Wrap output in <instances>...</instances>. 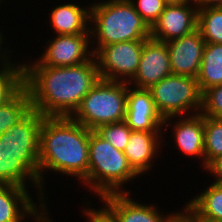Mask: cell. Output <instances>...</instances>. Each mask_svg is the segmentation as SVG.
Segmentation results:
<instances>
[{"label":"cell","mask_w":222,"mask_h":222,"mask_svg":"<svg viewBox=\"0 0 222 222\" xmlns=\"http://www.w3.org/2000/svg\"><path fill=\"white\" fill-rule=\"evenodd\" d=\"M145 41L132 40L101 47L94 54L100 79L129 82L138 70Z\"/></svg>","instance_id":"cell-9"},{"label":"cell","mask_w":222,"mask_h":222,"mask_svg":"<svg viewBox=\"0 0 222 222\" xmlns=\"http://www.w3.org/2000/svg\"><path fill=\"white\" fill-rule=\"evenodd\" d=\"M149 28L158 20L168 4L166 0H130Z\"/></svg>","instance_id":"cell-27"},{"label":"cell","mask_w":222,"mask_h":222,"mask_svg":"<svg viewBox=\"0 0 222 222\" xmlns=\"http://www.w3.org/2000/svg\"><path fill=\"white\" fill-rule=\"evenodd\" d=\"M193 222H222V221H216L212 219H208L206 217H189Z\"/></svg>","instance_id":"cell-33"},{"label":"cell","mask_w":222,"mask_h":222,"mask_svg":"<svg viewBox=\"0 0 222 222\" xmlns=\"http://www.w3.org/2000/svg\"><path fill=\"white\" fill-rule=\"evenodd\" d=\"M90 7L68 2L54 5L49 10V24L54 35H75L90 33ZM51 10V11H50Z\"/></svg>","instance_id":"cell-18"},{"label":"cell","mask_w":222,"mask_h":222,"mask_svg":"<svg viewBox=\"0 0 222 222\" xmlns=\"http://www.w3.org/2000/svg\"><path fill=\"white\" fill-rule=\"evenodd\" d=\"M204 169L222 156V119L204 116Z\"/></svg>","instance_id":"cell-23"},{"label":"cell","mask_w":222,"mask_h":222,"mask_svg":"<svg viewBox=\"0 0 222 222\" xmlns=\"http://www.w3.org/2000/svg\"><path fill=\"white\" fill-rule=\"evenodd\" d=\"M166 130H170L169 132L173 131L172 134H170L171 136L164 134H167L168 131ZM162 137L163 143L164 141L166 142L163 146L168 145V147H170L172 142L166 141L167 138L165 137H172L173 139H168L173 140L174 144L171 148L177 147L175 149H178L179 153L185 154V157L189 156L188 159L194 158V161L196 158L197 161L199 160L200 162L199 165L202 164L200 168L202 167L204 170V115L199 113L190 116H172L165 118ZM167 142L170 143V145Z\"/></svg>","instance_id":"cell-11"},{"label":"cell","mask_w":222,"mask_h":222,"mask_svg":"<svg viewBox=\"0 0 222 222\" xmlns=\"http://www.w3.org/2000/svg\"><path fill=\"white\" fill-rule=\"evenodd\" d=\"M29 188L0 185V222H53L42 199H34ZM37 202H36V201ZM55 222V221H54Z\"/></svg>","instance_id":"cell-10"},{"label":"cell","mask_w":222,"mask_h":222,"mask_svg":"<svg viewBox=\"0 0 222 222\" xmlns=\"http://www.w3.org/2000/svg\"><path fill=\"white\" fill-rule=\"evenodd\" d=\"M207 173H210L215 180L212 181L216 183H222V156H219L213 160L205 169Z\"/></svg>","instance_id":"cell-29"},{"label":"cell","mask_w":222,"mask_h":222,"mask_svg":"<svg viewBox=\"0 0 222 222\" xmlns=\"http://www.w3.org/2000/svg\"><path fill=\"white\" fill-rule=\"evenodd\" d=\"M1 31L2 30H0V71L8 70L11 68H23L22 61L18 63V61H15L14 58L11 59L13 57V54L11 53H15L12 47L10 48L9 45H7V48H4V42H6L4 40L7 38H5L6 36L3 33L4 31Z\"/></svg>","instance_id":"cell-28"},{"label":"cell","mask_w":222,"mask_h":222,"mask_svg":"<svg viewBox=\"0 0 222 222\" xmlns=\"http://www.w3.org/2000/svg\"><path fill=\"white\" fill-rule=\"evenodd\" d=\"M171 74L166 43L150 37L143 44L138 70L128 84L137 89H149Z\"/></svg>","instance_id":"cell-14"},{"label":"cell","mask_w":222,"mask_h":222,"mask_svg":"<svg viewBox=\"0 0 222 222\" xmlns=\"http://www.w3.org/2000/svg\"><path fill=\"white\" fill-rule=\"evenodd\" d=\"M167 3H191L194 0H166Z\"/></svg>","instance_id":"cell-34"},{"label":"cell","mask_w":222,"mask_h":222,"mask_svg":"<svg viewBox=\"0 0 222 222\" xmlns=\"http://www.w3.org/2000/svg\"><path fill=\"white\" fill-rule=\"evenodd\" d=\"M206 41L195 29L190 34L166 42L174 75L198 76Z\"/></svg>","instance_id":"cell-15"},{"label":"cell","mask_w":222,"mask_h":222,"mask_svg":"<svg viewBox=\"0 0 222 222\" xmlns=\"http://www.w3.org/2000/svg\"><path fill=\"white\" fill-rule=\"evenodd\" d=\"M140 176L122 151L114 148L95 131L90 132L88 175L80 183L99 199L114 193H132L125 185ZM97 194V195H96Z\"/></svg>","instance_id":"cell-5"},{"label":"cell","mask_w":222,"mask_h":222,"mask_svg":"<svg viewBox=\"0 0 222 222\" xmlns=\"http://www.w3.org/2000/svg\"><path fill=\"white\" fill-rule=\"evenodd\" d=\"M23 86V68L0 71V106Z\"/></svg>","instance_id":"cell-25"},{"label":"cell","mask_w":222,"mask_h":222,"mask_svg":"<svg viewBox=\"0 0 222 222\" xmlns=\"http://www.w3.org/2000/svg\"><path fill=\"white\" fill-rule=\"evenodd\" d=\"M197 29L206 43L222 44V6L198 8Z\"/></svg>","instance_id":"cell-22"},{"label":"cell","mask_w":222,"mask_h":222,"mask_svg":"<svg viewBox=\"0 0 222 222\" xmlns=\"http://www.w3.org/2000/svg\"><path fill=\"white\" fill-rule=\"evenodd\" d=\"M84 216H82L86 221L85 222H100L88 209H81ZM89 220V221H88Z\"/></svg>","instance_id":"cell-32"},{"label":"cell","mask_w":222,"mask_h":222,"mask_svg":"<svg viewBox=\"0 0 222 222\" xmlns=\"http://www.w3.org/2000/svg\"><path fill=\"white\" fill-rule=\"evenodd\" d=\"M32 110L29 91L22 86L0 106V135L7 132Z\"/></svg>","instance_id":"cell-21"},{"label":"cell","mask_w":222,"mask_h":222,"mask_svg":"<svg viewBox=\"0 0 222 222\" xmlns=\"http://www.w3.org/2000/svg\"><path fill=\"white\" fill-rule=\"evenodd\" d=\"M28 58L22 62L23 86L29 91L32 109L44 117H71L100 79L94 56L67 67L45 66L36 57Z\"/></svg>","instance_id":"cell-1"},{"label":"cell","mask_w":222,"mask_h":222,"mask_svg":"<svg viewBox=\"0 0 222 222\" xmlns=\"http://www.w3.org/2000/svg\"><path fill=\"white\" fill-rule=\"evenodd\" d=\"M162 136L163 132L131 131L129 142L123 153L129 165L139 176L145 174L148 176L149 171H154L152 170L155 167L154 164L157 165L154 159L161 158L163 151Z\"/></svg>","instance_id":"cell-17"},{"label":"cell","mask_w":222,"mask_h":222,"mask_svg":"<svg viewBox=\"0 0 222 222\" xmlns=\"http://www.w3.org/2000/svg\"><path fill=\"white\" fill-rule=\"evenodd\" d=\"M196 78L201 93L222 84V44L206 43Z\"/></svg>","instance_id":"cell-20"},{"label":"cell","mask_w":222,"mask_h":222,"mask_svg":"<svg viewBox=\"0 0 222 222\" xmlns=\"http://www.w3.org/2000/svg\"><path fill=\"white\" fill-rule=\"evenodd\" d=\"M43 118L32 109L0 135V185L33 188L37 199L44 201V191L39 182V143Z\"/></svg>","instance_id":"cell-3"},{"label":"cell","mask_w":222,"mask_h":222,"mask_svg":"<svg viewBox=\"0 0 222 222\" xmlns=\"http://www.w3.org/2000/svg\"><path fill=\"white\" fill-rule=\"evenodd\" d=\"M90 132L72 117L43 118L39 143V182L47 205L46 173L60 174L62 179L68 175L76 177L79 183L87 177Z\"/></svg>","instance_id":"cell-2"},{"label":"cell","mask_w":222,"mask_h":222,"mask_svg":"<svg viewBox=\"0 0 222 222\" xmlns=\"http://www.w3.org/2000/svg\"><path fill=\"white\" fill-rule=\"evenodd\" d=\"M204 116L222 119V84L206 89L202 93V109Z\"/></svg>","instance_id":"cell-26"},{"label":"cell","mask_w":222,"mask_h":222,"mask_svg":"<svg viewBox=\"0 0 222 222\" xmlns=\"http://www.w3.org/2000/svg\"><path fill=\"white\" fill-rule=\"evenodd\" d=\"M198 7L191 3H168L150 28V37L161 42L181 38L197 29Z\"/></svg>","instance_id":"cell-13"},{"label":"cell","mask_w":222,"mask_h":222,"mask_svg":"<svg viewBox=\"0 0 222 222\" xmlns=\"http://www.w3.org/2000/svg\"><path fill=\"white\" fill-rule=\"evenodd\" d=\"M126 107L127 82L99 79L71 117L94 131L103 125L124 121Z\"/></svg>","instance_id":"cell-6"},{"label":"cell","mask_w":222,"mask_h":222,"mask_svg":"<svg viewBox=\"0 0 222 222\" xmlns=\"http://www.w3.org/2000/svg\"><path fill=\"white\" fill-rule=\"evenodd\" d=\"M131 193H114L99 198L102 207L91 205L90 200L82 202L83 209H88L100 222H171L180 211L170 213L160 210L159 206L140 202L134 199ZM136 200V201H135ZM91 205V206H90ZM94 207V208H93ZM165 214V215H164Z\"/></svg>","instance_id":"cell-8"},{"label":"cell","mask_w":222,"mask_h":222,"mask_svg":"<svg viewBox=\"0 0 222 222\" xmlns=\"http://www.w3.org/2000/svg\"><path fill=\"white\" fill-rule=\"evenodd\" d=\"M103 1L96 0L90 7L91 45L94 54L105 45L150 38V28L130 0Z\"/></svg>","instance_id":"cell-4"},{"label":"cell","mask_w":222,"mask_h":222,"mask_svg":"<svg viewBox=\"0 0 222 222\" xmlns=\"http://www.w3.org/2000/svg\"><path fill=\"white\" fill-rule=\"evenodd\" d=\"M124 121L133 131L163 132L164 119L155 108L151 92L134 88L128 82Z\"/></svg>","instance_id":"cell-16"},{"label":"cell","mask_w":222,"mask_h":222,"mask_svg":"<svg viewBox=\"0 0 222 222\" xmlns=\"http://www.w3.org/2000/svg\"><path fill=\"white\" fill-rule=\"evenodd\" d=\"M158 113L163 119L199 114L202 93L197 78L171 74L149 89Z\"/></svg>","instance_id":"cell-7"},{"label":"cell","mask_w":222,"mask_h":222,"mask_svg":"<svg viewBox=\"0 0 222 222\" xmlns=\"http://www.w3.org/2000/svg\"><path fill=\"white\" fill-rule=\"evenodd\" d=\"M171 222H193L182 210L179 211Z\"/></svg>","instance_id":"cell-31"},{"label":"cell","mask_w":222,"mask_h":222,"mask_svg":"<svg viewBox=\"0 0 222 222\" xmlns=\"http://www.w3.org/2000/svg\"><path fill=\"white\" fill-rule=\"evenodd\" d=\"M100 137L107 140L114 148L124 152L129 142L131 129L125 121L103 125L94 130Z\"/></svg>","instance_id":"cell-24"},{"label":"cell","mask_w":222,"mask_h":222,"mask_svg":"<svg viewBox=\"0 0 222 222\" xmlns=\"http://www.w3.org/2000/svg\"><path fill=\"white\" fill-rule=\"evenodd\" d=\"M201 193L191 197L183 204L182 211L188 217H206L222 221V183L212 182Z\"/></svg>","instance_id":"cell-19"},{"label":"cell","mask_w":222,"mask_h":222,"mask_svg":"<svg viewBox=\"0 0 222 222\" xmlns=\"http://www.w3.org/2000/svg\"><path fill=\"white\" fill-rule=\"evenodd\" d=\"M198 8L209 6H222V0H194Z\"/></svg>","instance_id":"cell-30"},{"label":"cell","mask_w":222,"mask_h":222,"mask_svg":"<svg viewBox=\"0 0 222 222\" xmlns=\"http://www.w3.org/2000/svg\"><path fill=\"white\" fill-rule=\"evenodd\" d=\"M43 46L45 51L41 50L43 53L41 52L36 59L45 66H75L89 61L94 56L91 34L54 35L50 40L46 39Z\"/></svg>","instance_id":"cell-12"}]
</instances>
